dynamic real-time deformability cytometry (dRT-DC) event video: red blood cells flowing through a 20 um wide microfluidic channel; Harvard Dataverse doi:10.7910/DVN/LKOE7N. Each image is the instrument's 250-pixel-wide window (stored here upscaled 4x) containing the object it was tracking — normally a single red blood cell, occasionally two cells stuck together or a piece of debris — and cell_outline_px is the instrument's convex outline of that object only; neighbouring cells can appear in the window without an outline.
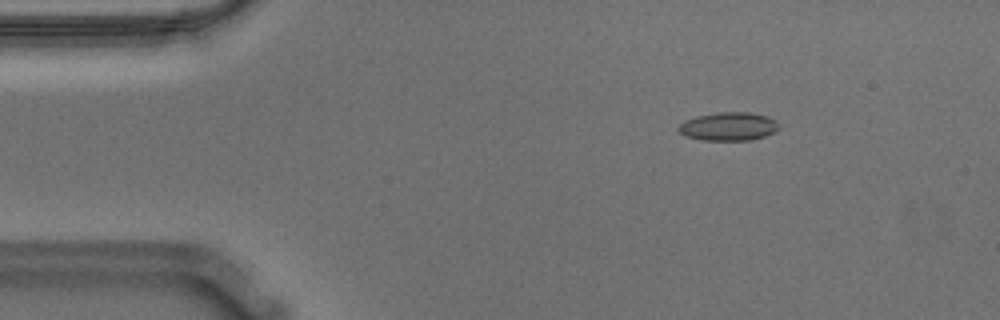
{"species": "Egyptian fruit bat (a non-hibernating species)", "species_latin": "Rousettus aegyptiacus", "temperature_condition": "warm", "stored_images_in_passage": 56, "camera_frame_rate_fps": 3000, "um_per_image_px": 0.085, "animal": {"sex": "male"}, "frame": {"image": 1, "passage_image": 8, "time_ms": 2.333, "image_size_px": [1000, 320], "cell_outline_px": [[780, 128], [776, 132], [752, 140], [704, 140], [684, 136], [676, 128], [684, 120], [696, 116], [720, 112], [748, 112], [768, 116], [776, 120], [780, 124]], "centroid_in_image_um": [61.95, 10.74], "position_along_channel_um": 23.1, "area_um2": 16.82}}
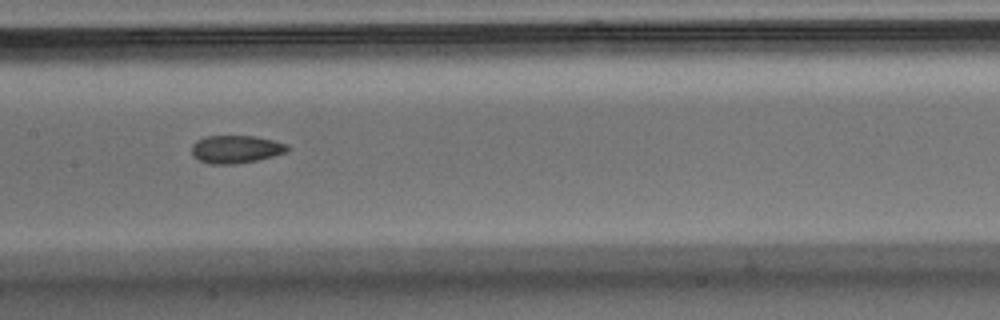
{"frame": {"image": 2, "passage_image": 27, "time_ms": 8.667, "image_size_px": [1000, 320], "cell_outline_px": [[288, 152], [256, 160], [232, 164], [208, 164], [192, 156], [192, 144], [196, 140], [208, 136], [256, 136], [288, 144]], "centroid_in_image_um": [20.03, 12.68], "position_along_channel_um": 187.4, "area_um2": 15.49}}
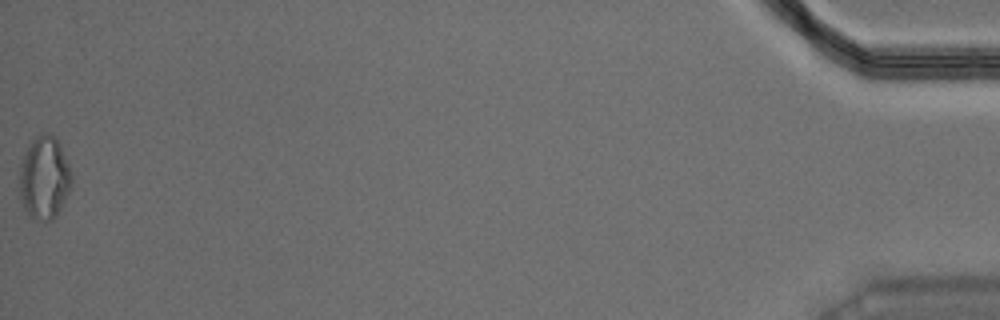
{"frame": {"image": 3, "passage_image": 56, "time_ms": 18.333, "image_size_px": [1000, 320], "cell_outline_px": [[72, 180], [68, 192], [56, 216], [52, 220], [44, 220], [28, 216], [20, 200], [20, 164], [24, 152], [32, 140], [40, 132], [48, 132], [56, 136], [72, 172]], "centroid_in_image_um": [3.76, 15.07], "position_along_channel_um": 431.4, "area_um2": 25.26}, "authors_computed_cell_mechanics": {"area_um2": 16.4441, "velocity_mm_per_s": 3.5886, "shape_relaxation_time_tau1_ms": null, "shape_relaxation_time_tau2_ms": 3.2787, "deformation_change_tau1": null, "deformation_change_tau2": 0.0892}}